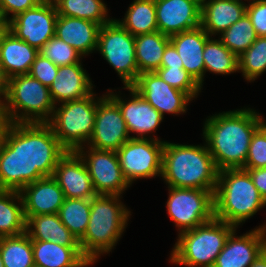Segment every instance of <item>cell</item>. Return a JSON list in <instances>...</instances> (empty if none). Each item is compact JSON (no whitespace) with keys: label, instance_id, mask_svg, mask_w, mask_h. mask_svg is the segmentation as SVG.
Segmentation results:
<instances>
[{"label":"cell","instance_id":"obj_36","mask_svg":"<svg viewBox=\"0 0 266 267\" xmlns=\"http://www.w3.org/2000/svg\"><path fill=\"white\" fill-rule=\"evenodd\" d=\"M239 71L247 82L255 81L266 71V37L255 42L238 57Z\"/></svg>","mask_w":266,"mask_h":267},{"label":"cell","instance_id":"obj_20","mask_svg":"<svg viewBox=\"0 0 266 267\" xmlns=\"http://www.w3.org/2000/svg\"><path fill=\"white\" fill-rule=\"evenodd\" d=\"M25 217L58 214L65 200L64 192L53 176H45L19 191Z\"/></svg>","mask_w":266,"mask_h":267},{"label":"cell","instance_id":"obj_35","mask_svg":"<svg viewBox=\"0 0 266 267\" xmlns=\"http://www.w3.org/2000/svg\"><path fill=\"white\" fill-rule=\"evenodd\" d=\"M257 37L251 20L246 14L227 30L223 31L218 39L226 48L239 57L255 42Z\"/></svg>","mask_w":266,"mask_h":267},{"label":"cell","instance_id":"obj_29","mask_svg":"<svg viewBox=\"0 0 266 267\" xmlns=\"http://www.w3.org/2000/svg\"><path fill=\"white\" fill-rule=\"evenodd\" d=\"M26 232L23 201L18 191L0 190V237Z\"/></svg>","mask_w":266,"mask_h":267},{"label":"cell","instance_id":"obj_37","mask_svg":"<svg viewBox=\"0 0 266 267\" xmlns=\"http://www.w3.org/2000/svg\"><path fill=\"white\" fill-rule=\"evenodd\" d=\"M155 72L167 84L185 92L192 100L197 98L201 92L202 87L183 69V67H160Z\"/></svg>","mask_w":266,"mask_h":267},{"label":"cell","instance_id":"obj_28","mask_svg":"<svg viewBox=\"0 0 266 267\" xmlns=\"http://www.w3.org/2000/svg\"><path fill=\"white\" fill-rule=\"evenodd\" d=\"M169 42L170 37L159 31L135 36L138 72H155L159 69Z\"/></svg>","mask_w":266,"mask_h":267},{"label":"cell","instance_id":"obj_7","mask_svg":"<svg viewBox=\"0 0 266 267\" xmlns=\"http://www.w3.org/2000/svg\"><path fill=\"white\" fill-rule=\"evenodd\" d=\"M54 107L49 87L29 74L16 75L7 80L6 102L0 115L8 123H47Z\"/></svg>","mask_w":266,"mask_h":267},{"label":"cell","instance_id":"obj_8","mask_svg":"<svg viewBox=\"0 0 266 267\" xmlns=\"http://www.w3.org/2000/svg\"><path fill=\"white\" fill-rule=\"evenodd\" d=\"M97 104L98 97L92 92L84 98L54 107L47 124L67 151H76L87 145L94 130Z\"/></svg>","mask_w":266,"mask_h":267},{"label":"cell","instance_id":"obj_24","mask_svg":"<svg viewBox=\"0 0 266 267\" xmlns=\"http://www.w3.org/2000/svg\"><path fill=\"white\" fill-rule=\"evenodd\" d=\"M246 3L237 0H205L201 4V27L210 36L220 35L246 15Z\"/></svg>","mask_w":266,"mask_h":267},{"label":"cell","instance_id":"obj_4","mask_svg":"<svg viewBox=\"0 0 266 267\" xmlns=\"http://www.w3.org/2000/svg\"><path fill=\"white\" fill-rule=\"evenodd\" d=\"M122 195H96L91 199L89 223L79 240L83 256L93 265L108 254L121 239L131 211L120 200Z\"/></svg>","mask_w":266,"mask_h":267},{"label":"cell","instance_id":"obj_52","mask_svg":"<svg viewBox=\"0 0 266 267\" xmlns=\"http://www.w3.org/2000/svg\"><path fill=\"white\" fill-rule=\"evenodd\" d=\"M197 1L202 4L205 0H197Z\"/></svg>","mask_w":266,"mask_h":267},{"label":"cell","instance_id":"obj_10","mask_svg":"<svg viewBox=\"0 0 266 267\" xmlns=\"http://www.w3.org/2000/svg\"><path fill=\"white\" fill-rule=\"evenodd\" d=\"M168 188L166 208L178 233L194 229L214 218V192L193 188Z\"/></svg>","mask_w":266,"mask_h":267},{"label":"cell","instance_id":"obj_30","mask_svg":"<svg viewBox=\"0 0 266 267\" xmlns=\"http://www.w3.org/2000/svg\"><path fill=\"white\" fill-rule=\"evenodd\" d=\"M116 21L132 36L158 31L155 0H133L124 18Z\"/></svg>","mask_w":266,"mask_h":267},{"label":"cell","instance_id":"obj_31","mask_svg":"<svg viewBox=\"0 0 266 267\" xmlns=\"http://www.w3.org/2000/svg\"><path fill=\"white\" fill-rule=\"evenodd\" d=\"M54 4L58 15L86 19L100 26L113 19L103 0H56Z\"/></svg>","mask_w":266,"mask_h":267},{"label":"cell","instance_id":"obj_9","mask_svg":"<svg viewBox=\"0 0 266 267\" xmlns=\"http://www.w3.org/2000/svg\"><path fill=\"white\" fill-rule=\"evenodd\" d=\"M118 73L124 87H131L137 80L135 36H132L116 19L100 27L97 49Z\"/></svg>","mask_w":266,"mask_h":267},{"label":"cell","instance_id":"obj_44","mask_svg":"<svg viewBox=\"0 0 266 267\" xmlns=\"http://www.w3.org/2000/svg\"><path fill=\"white\" fill-rule=\"evenodd\" d=\"M160 67H183L182 59L171 42L164 50Z\"/></svg>","mask_w":266,"mask_h":267},{"label":"cell","instance_id":"obj_46","mask_svg":"<svg viewBox=\"0 0 266 267\" xmlns=\"http://www.w3.org/2000/svg\"><path fill=\"white\" fill-rule=\"evenodd\" d=\"M10 31V21L7 19L2 18L0 20V45L3 42L4 37Z\"/></svg>","mask_w":266,"mask_h":267},{"label":"cell","instance_id":"obj_27","mask_svg":"<svg viewBox=\"0 0 266 267\" xmlns=\"http://www.w3.org/2000/svg\"><path fill=\"white\" fill-rule=\"evenodd\" d=\"M26 218V233L31 240L50 241L62 246H79L78 239L61 222L58 214Z\"/></svg>","mask_w":266,"mask_h":267},{"label":"cell","instance_id":"obj_50","mask_svg":"<svg viewBox=\"0 0 266 267\" xmlns=\"http://www.w3.org/2000/svg\"><path fill=\"white\" fill-rule=\"evenodd\" d=\"M43 2H50V3H54L56 0H42Z\"/></svg>","mask_w":266,"mask_h":267},{"label":"cell","instance_id":"obj_49","mask_svg":"<svg viewBox=\"0 0 266 267\" xmlns=\"http://www.w3.org/2000/svg\"><path fill=\"white\" fill-rule=\"evenodd\" d=\"M237 1H239V2H241V3H245L244 1H248L247 3H248V4H251V3H253V2H255V1H257V0H244V1H242V0H237Z\"/></svg>","mask_w":266,"mask_h":267},{"label":"cell","instance_id":"obj_40","mask_svg":"<svg viewBox=\"0 0 266 267\" xmlns=\"http://www.w3.org/2000/svg\"><path fill=\"white\" fill-rule=\"evenodd\" d=\"M58 68L59 66H56L48 58L38 54L28 74L43 85L50 87L57 75Z\"/></svg>","mask_w":266,"mask_h":267},{"label":"cell","instance_id":"obj_47","mask_svg":"<svg viewBox=\"0 0 266 267\" xmlns=\"http://www.w3.org/2000/svg\"><path fill=\"white\" fill-rule=\"evenodd\" d=\"M250 267H266V253L263 251Z\"/></svg>","mask_w":266,"mask_h":267},{"label":"cell","instance_id":"obj_26","mask_svg":"<svg viewBox=\"0 0 266 267\" xmlns=\"http://www.w3.org/2000/svg\"><path fill=\"white\" fill-rule=\"evenodd\" d=\"M34 264L38 267H88L92 264L79 246H62L50 241L32 240Z\"/></svg>","mask_w":266,"mask_h":267},{"label":"cell","instance_id":"obj_6","mask_svg":"<svg viewBox=\"0 0 266 267\" xmlns=\"http://www.w3.org/2000/svg\"><path fill=\"white\" fill-rule=\"evenodd\" d=\"M237 229L215 217L194 229L178 234L170 262L184 267H213L229 235Z\"/></svg>","mask_w":266,"mask_h":267},{"label":"cell","instance_id":"obj_38","mask_svg":"<svg viewBox=\"0 0 266 267\" xmlns=\"http://www.w3.org/2000/svg\"><path fill=\"white\" fill-rule=\"evenodd\" d=\"M39 54L48 58L56 66H66L79 63L81 56L72 46L53 36L40 50Z\"/></svg>","mask_w":266,"mask_h":267},{"label":"cell","instance_id":"obj_18","mask_svg":"<svg viewBox=\"0 0 266 267\" xmlns=\"http://www.w3.org/2000/svg\"><path fill=\"white\" fill-rule=\"evenodd\" d=\"M158 31L172 36L201 25V3L197 0H155Z\"/></svg>","mask_w":266,"mask_h":267},{"label":"cell","instance_id":"obj_5","mask_svg":"<svg viewBox=\"0 0 266 267\" xmlns=\"http://www.w3.org/2000/svg\"><path fill=\"white\" fill-rule=\"evenodd\" d=\"M266 206L246 170L222 169L214 192V217L238 228Z\"/></svg>","mask_w":266,"mask_h":267},{"label":"cell","instance_id":"obj_23","mask_svg":"<svg viewBox=\"0 0 266 267\" xmlns=\"http://www.w3.org/2000/svg\"><path fill=\"white\" fill-rule=\"evenodd\" d=\"M100 27L99 24L86 19L58 15L55 36L84 57L96 52Z\"/></svg>","mask_w":266,"mask_h":267},{"label":"cell","instance_id":"obj_17","mask_svg":"<svg viewBox=\"0 0 266 267\" xmlns=\"http://www.w3.org/2000/svg\"><path fill=\"white\" fill-rule=\"evenodd\" d=\"M236 231L229 235L213 267H250L264 251L266 223L240 236Z\"/></svg>","mask_w":266,"mask_h":267},{"label":"cell","instance_id":"obj_45","mask_svg":"<svg viewBox=\"0 0 266 267\" xmlns=\"http://www.w3.org/2000/svg\"><path fill=\"white\" fill-rule=\"evenodd\" d=\"M6 86H7V80L3 76L0 69V114L3 111L6 102Z\"/></svg>","mask_w":266,"mask_h":267},{"label":"cell","instance_id":"obj_19","mask_svg":"<svg viewBox=\"0 0 266 267\" xmlns=\"http://www.w3.org/2000/svg\"><path fill=\"white\" fill-rule=\"evenodd\" d=\"M53 177L65 198L92 199L97 195L87 167L76 151H67L59 159Z\"/></svg>","mask_w":266,"mask_h":267},{"label":"cell","instance_id":"obj_41","mask_svg":"<svg viewBox=\"0 0 266 267\" xmlns=\"http://www.w3.org/2000/svg\"><path fill=\"white\" fill-rule=\"evenodd\" d=\"M246 14L258 37H266V0H257L247 4Z\"/></svg>","mask_w":266,"mask_h":267},{"label":"cell","instance_id":"obj_42","mask_svg":"<svg viewBox=\"0 0 266 267\" xmlns=\"http://www.w3.org/2000/svg\"><path fill=\"white\" fill-rule=\"evenodd\" d=\"M42 0H1L0 14L2 18L10 20L17 14L40 5ZM10 14L11 17L9 16Z\"/></svg>","mask_w":266,"mask_h":267},{"label":"cell","instance_id":"obj_22","mask_svg":"<svg viewBox=\"0 0 266 267\" xmlns=\"http://www.w3.org/2000/svg\"><path fill=\"white\" fill-rule=\"evenodd\" d=\"M210 36L201 26L170 36V42L182 59L183 69L202 87L205 75L203 51Z\"/></svg>","mask_w":266,"mask_h":267},{"label":"cell","instance_id":"obj_2","mask_svg":"<svg viewBox=\"0 0 266 267\" xmlns=\"http://www.w3.org/2000/svg\"><path fill=\"white\" fill-rule=\"evenodd\" d=\"M265 121L259 112L250 107L208 116L202 136L216 168H242L252 136Z\"/></svg>","mask_w":266,"mask_h":267},{"label":"cell","instance_id":"obj_12","mask_svg":"<svg viewBox=\"0 0 266 267\" xmlns=\"http://www.w3.org/2000/svg\"><path fill=\"white\" fill-rule=\"evenodd\" d=\"M76 152L87 167L97 195H121L131 186L123 175L116 151L97 150L85 145Z\"/></svg>","mask_w":266,"mask_h":267},{"label":"cell","instance_id":"obj_25","mask_svg":"<svg viewBox=\"0 0 266 267\" xmlns=\"http://www.w3.org/2000/svg\"><path fill=\"white\" fill-rule=\"evenodd\" d=\"M38 54L37 48L9 31L0 45V69L5 79L28 74Z\"/></svg>","mask_w":266,"mask_h":267},{"label":"cell","instance_id":"obj_43","mask_svg":"<svg viewBox=\"0 0 266 267\" xmlns=\"http://www.w3.org/2000/svg\"><path fill=\"white\" fill-rule=\"evenodd\" d=\"M243 170L249 173L254 186L258 189L260 196L266 202V167Z\"/></svg>","mask_w":266,"mask_h":267},{"label":"cell","instance_id":"obj_16","mask_svg":"<svg viewBox=\"0 0 266 267\" xmlns=\"http://www.w3.org/2000/svg\"><path fill=\"white\" fill-rule=\"evenodd\" d=\"M130 92L131 99H124L114 91L108 90L106 93L117 103L130 133H136L132 138L160 140L150 133L156 132L164 117L147 101H145L133 87H123ZM149 136V137H147Z\"/></svg>","mask_w":266,"mask_h":267},{"label":"cell","instance_id":"obj_15","mask_svg":"<svg viewBox=\"0 0 266 267\" xmlns=\"http://www.w3.org/2000/svg\"><path fill=\"white\" fill-rule=\"evenodd\" d=\"M131 87L163 117L165 113H186L187 106L192 101L185 92L171 87L156 72L140 73Z\"/></svg>","mask_w":266,"mask_h":267},{"label":"cell","instance_id":"obj_48","mask_svg":"<svg viewBox=\"0 0 266 267\" xmlns=\"http://www.w3.org/2000/svg\"><path fill=\"white\" fill-rule=\"evenodd\" d=\"M7 124V121L0 115V149L4 141V127Z\"/></svg>","mask_w":266,"mask_h":267},{"label":"cell","instance_id":"obj_33","mask_svg":"<svg viewBox=\"0 0 266 267\" xmlns=\"http://www.w3.org/2000/svg\"><path fill=\"white\" fill-rule=\"evenodd\" d=\"M210 37L204 47L203 58L206 72L229 75L239 72L238 56L226 48L219 39Z\"/></svg>","mask_w":266,"mask_h":267},{"label":"cell","instance_id":"obj_39","mask_svg":"<svg viewBox=\"0 0 266 267\" xmlns=\"http://www.w3.org/2000/svg\"><path fill=\"white\" fill-rule=\"evenodd\" d=\"M266 167V121L252 136L245 165L241 169Z\"/></svg>","mask_w":266,"mask_h":267},{"label":"cell","instance_id":"obj_3","mask_svg":"<svg viewBox=\"0 0 266 267\" xmlns=\"http://www.w3.org/2000/svg\"><path fill=\"white\" fill-rule=\"evenodd\" d=\"M219 170L203 145L164 141L161 177L169 187L215 191Z\"/></svg>","mask_w":266,"mask_h":267},{"label":"cell","instance_id":"obj_32","mask_svg":"<svg viewBox=\"0 0 266 267\" xmlns=\"http://www.w3.org/2000/svg\"><path fill=\"white\" fill-rule=\"evenodd\" d=\"M0 254L4 267H33L32 240L26 232L0 237Z\"/></svg>","mask_w":266,"mask_h":267},{"label":"cell","instance_id":"obj_21","mask_svg":"<svg viewBox=\"0 0 266 267\" xmlns=\"http://www.w3.org/2000/svg\"><path fill=\"white\" fill-rule=\"evenodd\" d=\"M92 80L84 70L82 60L66 66H59L56 77L49 87L50 96L56 105L78 100L93 92Z\"/></svg>","mask_w":266,"mask_h":267},{"label":"cell","instance_id":"obj_13","mask_svg":"<svg viewBox=\"0 0 266 267\" xmlns=\"http://www.w3.org/2000/svg\"><path fill=\"white\" fill-rule=\"evenodd\" d=\"M130 138L117 103L107 93L102 94L98 97L94 130L87 146L117 152Z\"/></svg>","mask_w":266,"mask_h":267},{"label":"cell","instance_id":"obj_14","mask_svg":"<svg viewBox=\"0 0 266 267\" xmlns=\"http://www.w3.org/2000/svg\"><path fill=\"white\" fill-rule=\"evenodd\" d=\"M57 17L55 4L42 2L10 19V32L40 50L55 36Z\"/></svg>","mask_w":266,"mask_h":267},{"label":"cell","instance_id":"obj_51","mask_svg":"<svg viewBox=\"0 0 266 267\" xmlns=\"http://www.w3.org/2000/svg\"><path fill=\"white\" fill-rule=\"evenodd\" d=\"M0 267H4V265H3V261H2V259H1V254H0Z\"/></svg>","mask_w":266,"mask_h":267},{"label":"cell","instance_id":"obj_1","mask_svg":"<svg viewBox=\"0 0 266 267\" xmlns=\"http://www.w3.org/2000/svg\"><path fill=\"white\" fill-rule=\"evenodd\" d=\"M67 152L47 123H8L0 149V190L20 191L53 176Z\"/></svg>","mask_w":266,"mask_h":267},{"label":"cell","instance_id":"obj_11","mask_svg":"<svg viewBox=\"0 0 266 267\" xmlns=\"http://www.w3.org/2000/svg\"><path fill=\"white\" fill-rule=\"evenodd\" d=\"M164 140L130 138L117 151L120 167L130 185L137 179L161 177Z\"/></svg>","mask_w":266,"mask_h":267},{"label":"cell","instance_id":"obj_34","mask_svg":"<svg viewBox=\"0 0 266 267\" xmlns=\"http://www.w3.org/2000/svg\"><path fill=\"white\" fill-rule=\"evenodd\" d=\"M90 211L91 199L65 198L64 203L59 208L58 216L79 241L86 232Z\"/></svg>","mask_w":266,"mask_h":267}]
</instances>
